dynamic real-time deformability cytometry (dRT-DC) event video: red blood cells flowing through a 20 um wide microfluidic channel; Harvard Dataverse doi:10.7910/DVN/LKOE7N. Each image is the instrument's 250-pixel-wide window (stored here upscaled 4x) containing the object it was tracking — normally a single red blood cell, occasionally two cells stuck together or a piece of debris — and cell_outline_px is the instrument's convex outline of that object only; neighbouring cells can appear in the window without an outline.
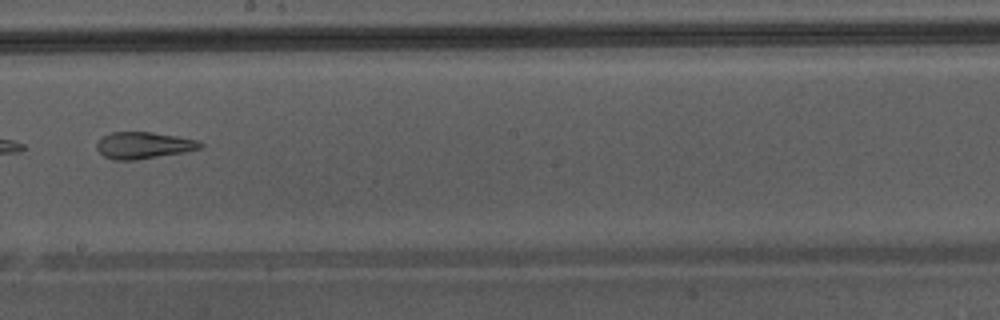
{"species": "Egyptian fruit bat (a non-hibernating species)", "species_latin": "Rousettus aegyptiacus", "temperature_condition": "warm", "stored_images_in_passage": 43, "camera_frame_rate_fps": 3000, "um_per_image_px": 0.085, "animal": {"sex": "male"}, "frame": {"image": 1, "passage_image": 25, "time_ms": 8.0, "image_size_px": [1000, 320], "cell_outline_px": [[204, 148], [184, 152], [136, 160], [112, 160], [104, 156], [96, 148], [96, 144], [104, 136], [112, 132], [152, 132], [176, 136], [196, 140], [204, 144]], "centroid_in_image_um": [12.22, 12.36], "position_along_channel_um": 236.0, "area_um2": 16.07}, "authors_computed_cell_mechanics": {"area_um2": 20.8658, "velocity_mm_per_s": 4.3825, "shape_relaxation_time_tau1_ms": null, "shape_relaxation_time_tau2_ms": 2.3145, "deformation_change_tau1": null, "deformation_change_tau2": 0.108}}